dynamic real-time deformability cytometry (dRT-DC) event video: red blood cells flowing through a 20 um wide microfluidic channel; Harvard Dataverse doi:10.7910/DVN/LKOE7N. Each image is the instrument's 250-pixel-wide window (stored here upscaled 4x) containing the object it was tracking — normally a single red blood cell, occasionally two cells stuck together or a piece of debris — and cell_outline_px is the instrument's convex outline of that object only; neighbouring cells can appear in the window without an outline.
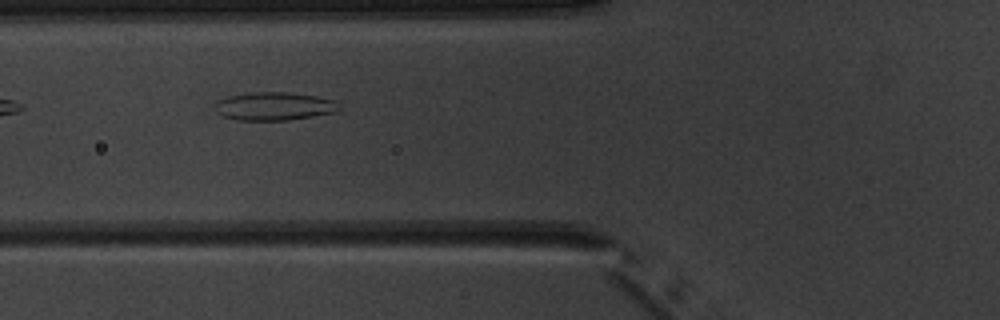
{"species": "common noctule bat (a hibernating species)", "species_latin": "Nyctalus noctula", "temperature_condition": "warm", "stored_images_in_passage": 7, "camera_frame_rate_fps": 3000, "um_per_image_px": 0.085, "animal": {"sex": "male", "body_mass_g": 20.1, "forearm_length_mm": 53.5}, "frame": {"image": 1, "passage_image": 4, "time_ms": 4.333, "image_size_px": [1000, 320], "cell_outline_px": [[340, 112], [288, 120], [236, 120], [224, 116], [216, 112], [212, 108], [212, 104], [216, 100], [228, 96], [248, 92], [288, 92], [316, 96], [336, 100], [340, 104]], "centroid_in_image_um": [23.3, 9.02], "position_along_channel_um": 102.5, "area_um2": 20.92}}
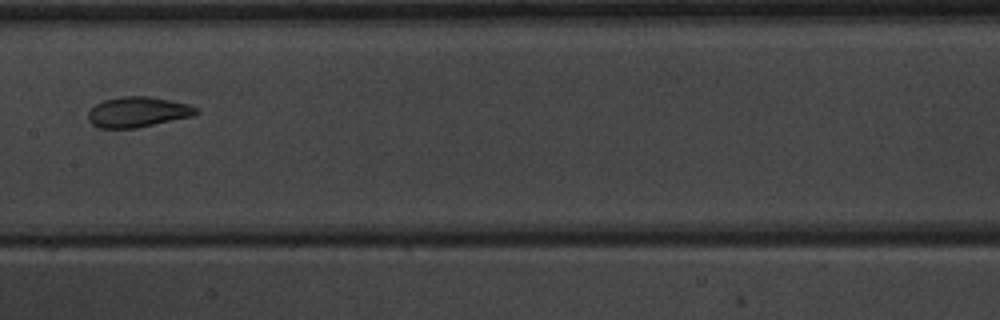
{"frame": {"image": 2, "passage_image": 6, "time_ms": 6.667, "image_size_px": [1000, 320], "cell_outline_px": [[200, 112], [192, 116], [136, 128], [100, 128], [92, 124], [88, 120], [88, 112], [96, 104], [104, 100], [120, 96], [148, 96], [188, 104], [200, 108]], "centroid_in_image_um": [11.72, 9.52], "position_along_channel_um": 195.7, "area_um2": 19.07}}
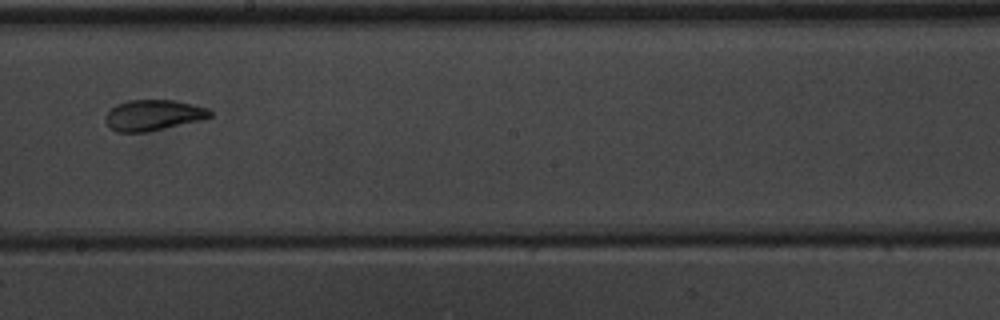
{"frame": {"image": 3, "passage_image": 7, "time_ms": 7.667, "image_size_px": [1000, 320], "cell_outline_px": [[212, 116], [196, 120], [144, 132], [116, 132], [104, 120], [104, 116], [116, 104], [128, 100], [176, 100], [208, 108], [212, 112]], "centroid_in_image_um": [12.98, 9.76], "position_along_channel_um": 235.2, "area_um2": 18.32}}